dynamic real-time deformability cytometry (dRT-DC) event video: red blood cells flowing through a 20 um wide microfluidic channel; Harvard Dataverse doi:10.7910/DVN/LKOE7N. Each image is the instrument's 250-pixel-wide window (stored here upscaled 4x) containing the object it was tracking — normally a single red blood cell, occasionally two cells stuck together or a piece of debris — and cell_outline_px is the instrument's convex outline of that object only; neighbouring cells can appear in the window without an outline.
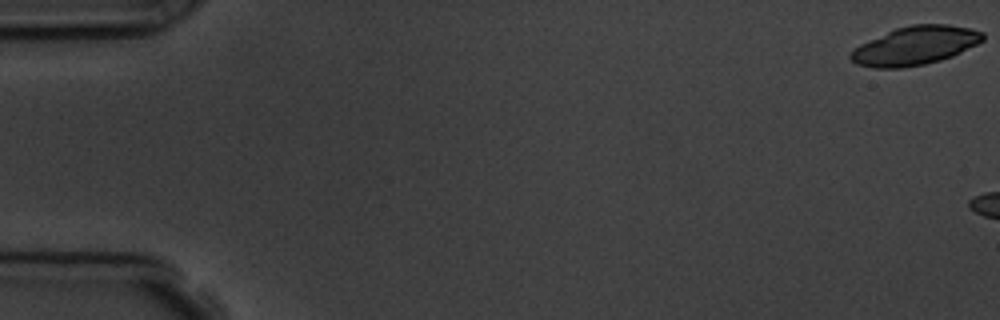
{"species": "common noctule bat (a hibernating species)", "species_latin": "Nyctalus noctula", "temperature_condition": "room temperature", "stored_images_in_passage": 7, "segment_of_instrument_passage": [1, 2], "camera_frame_rate_fps": 3000, "um_per_image_px": 0.085, "animal": {"sex": "male", "body_mass_g": 19.5, "forearm_length_mm": 54.6}, "frame": {"image": 1, "passage_image": 1, "time_ms": 0.0, "image_size_px": [1000, 320], "cell_outline_px": [[984, 40], [952, 56], [940, 60], [924, 64], [900, 68], [876, 68], [856, 64], [848, 56], [860, 44], [896, 28], [912, 24], [948, 24], [972, 28], [984, 32]], "centroid_in_image_um": [77.81, 3.87], "position_along_channel_um": 7.2, "area_um2": 29.48}}
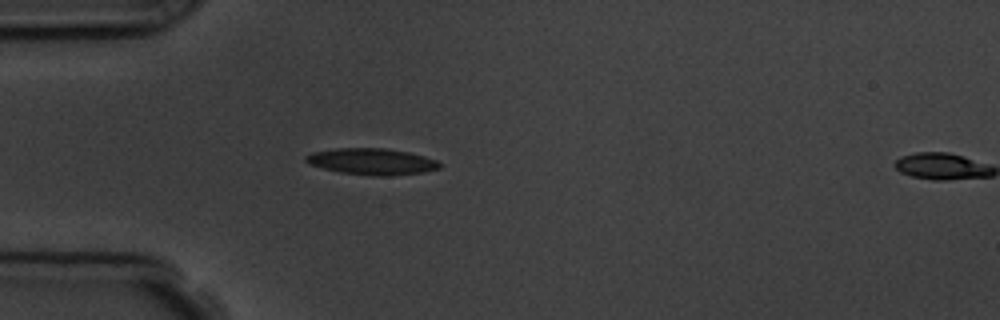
{"frame": {"image": 2, "passage_image": 6, "time_ms": 6.667, "image_size_px": [1000, 320], "cell_outline_px": [[440, 168], [424, 172], [388, 176], [372, 176], [340, 172], [308, 164], [304, 160], [304, 156], [312, 152], [336, 148], [388, 148], [408, 152], [424, 156], [436, 160], [440, 164]], "centroid_in_image_um": [31.58, 13.73], "position_along_channel_um": 53.4, "area_um2": 20.63}}